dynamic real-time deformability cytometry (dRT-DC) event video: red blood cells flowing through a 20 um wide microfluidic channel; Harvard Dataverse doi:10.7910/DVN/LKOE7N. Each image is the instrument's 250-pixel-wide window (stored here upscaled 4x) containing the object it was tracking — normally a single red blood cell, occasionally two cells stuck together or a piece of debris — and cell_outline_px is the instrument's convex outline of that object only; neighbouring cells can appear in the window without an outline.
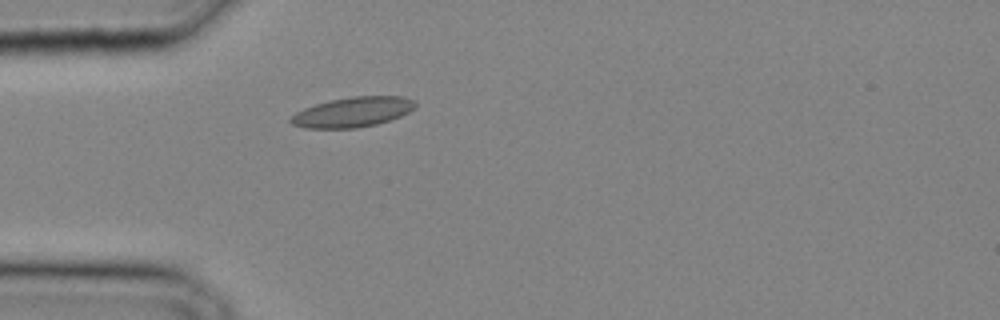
{"species": "common noctule bat (a hibernating species)", "species_latin": "Nyctalus noctula", "temperature_condition": "cold", "stored_images_in_passage": 21, "camera_frame_rate_fps": 3000, "um_per_image_px": 0.085, "animal": {"sex": "male", "body_mass_g": 20.4}, "frame": {"image": 1, "passage_image": 1, "time_ms": 0.0, "image_size_px": [1000, 320], "cell_outline_px": [[416, 104], [408, 112], [400, 116], [376, 124], [356, 128], [304, 128], [292, 124], [288, 120], [296, 112], [304, 108], [328, 100], [352, 96], [404, 96], [416, 100]], "centroid_in_image_um": [29.96, 9.51], "position_along_channel_um": 55.0, "area_um2": 21.73}}
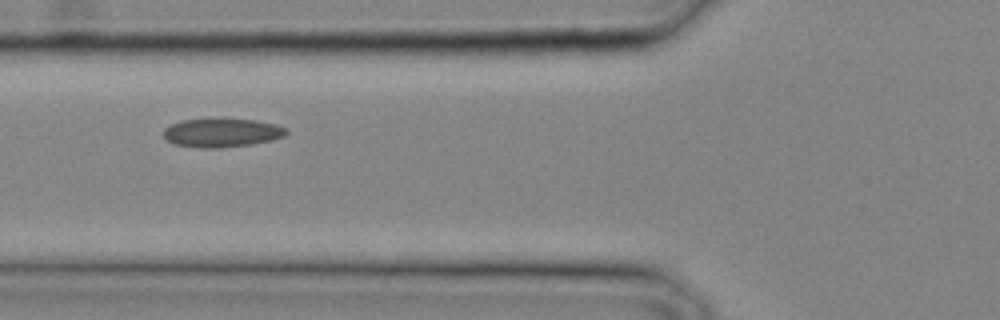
{"frame": {"image": 2, "passage_image": 4, "time_ms": 1.0, "image_size_px": [1000, 320], "cell_outline_px": [[288, 132], [284, 136], [272, 140], [252, 144], [220, 148], [200, 148], [172, 144], [164, 136], [164, 128], [172, 124], [184, 120], [256, 120], [276, 124], [288, 128]], "centroid_in_image_um": [18.89, 11.31], "position_along_channel_um": 106.9, "area_um2": 20.29}}